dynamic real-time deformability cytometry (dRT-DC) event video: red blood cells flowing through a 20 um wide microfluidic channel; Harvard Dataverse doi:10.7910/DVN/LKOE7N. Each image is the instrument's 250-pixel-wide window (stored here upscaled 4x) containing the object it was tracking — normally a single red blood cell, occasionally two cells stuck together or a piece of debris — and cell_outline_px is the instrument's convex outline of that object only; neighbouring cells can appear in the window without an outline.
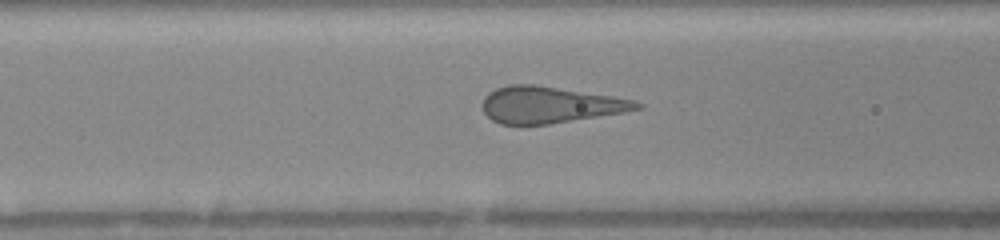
{"species": "human", "species_latin": "Homo sapiens", "temperature_condition": "warm", "stored_images_in_passage": 14, "camera_frame_rate_fps": 3000, "um_per_image_px": 0.085, "donor": {"sex": "female"}, "frame": {"image": 1, "passage_image": 12, "time_ms": 5.333, "image_size_px": [1000, 240], "cell_outline_px": [[644, 108], [624, 112], [548, 124], [500, 124], [492, 120], [484, 112], [484, 96], [488, 92], [496, 88], [512, 84], [532, 84], [612, 96], [636, 100], [644, 104]], "centroid_in_image_um": [46.76, 8.9], "position_along_channel_um": 119.8, "area_um2": 32.54}}